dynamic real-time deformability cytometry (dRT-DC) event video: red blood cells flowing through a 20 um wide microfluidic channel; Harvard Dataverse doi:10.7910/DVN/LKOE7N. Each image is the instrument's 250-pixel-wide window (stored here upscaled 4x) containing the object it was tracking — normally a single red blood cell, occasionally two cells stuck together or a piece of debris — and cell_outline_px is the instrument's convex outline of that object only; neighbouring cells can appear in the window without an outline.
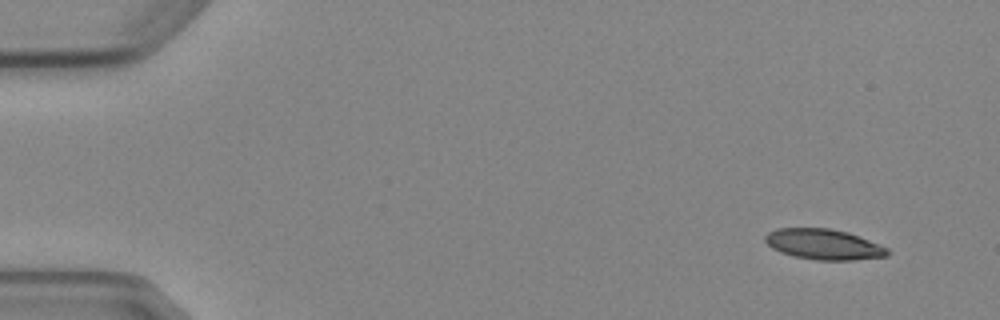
{"species": "Egyptian fruit bat (a non-hibernating species)", "species_latin": "Rousettus aegyptiacus", "temperature_condition": "cold", "stored_images_in_passage": 5, "segment_of_instrument_passage": [2, 2], "camera_frame_rate_fps": 3000, "um_per_image_px": 0.085, "animal": {"sex": "female"}, "frame": {"image": 1, "passage_image": 5, "time_ms": 4.667, "image_size_px": [1000, 320], "cell_outline_px": [[892, 252], [888, 256], [852, 260], [816, 260], [792, 256], [780, 252], [772, 248], [764, 240], [764, 236], [768, 232], [776, 228], [828, 228], [848, 232], [880, 244], [888, 248]], "centroid_in_image_um": [70.02, 20.77], "position_along_channel_um": 15.0, "area_um2": 21.96}}